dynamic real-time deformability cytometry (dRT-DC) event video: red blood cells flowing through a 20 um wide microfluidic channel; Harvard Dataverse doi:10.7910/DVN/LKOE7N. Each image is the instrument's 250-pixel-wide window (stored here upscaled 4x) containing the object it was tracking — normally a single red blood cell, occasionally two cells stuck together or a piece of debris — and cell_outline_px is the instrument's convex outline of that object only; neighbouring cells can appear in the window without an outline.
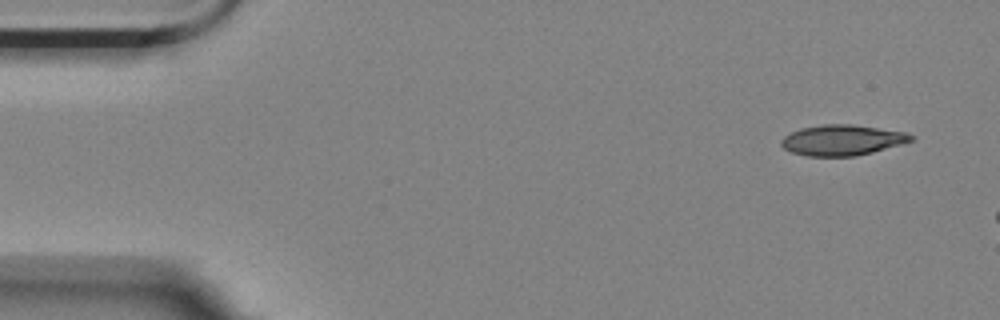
{"species": "Egyptian fruit bat (a non-hibernating species)", "species_latin": "Rousettus aegyptiacus", "temperature_condition": "room temperature", "stored_images_in_passage": 3, "camera_frame_rate_fps": 3000, "um_per_image_px": 0.085, "animal": {"sex": "female"}, "frame": {"image": 1, "passage_image": 1, "time_ms": 0.0, "image_size_px": [1000, 320], "cell_outline_px": [[916, 136], [912, 140], [900, 144], [872, 152], [856, 156], [808, 156], [792, 152], [784, 148], [780, 144], [780, 140], [784, 136], [800, 128], [824, 124], [852, 124], [908, 132]], "centroid_in_image_um": [71.59, 11.9], "position_along_channel_um": 13.4, "area_um2": 23.12}}